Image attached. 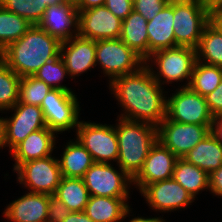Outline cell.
<instances>
[{"label": "cell", "mask_w": 222, "mask_h": 222, "mask_svg": "<svg viewBox=\"0 0 222 222\" xmlns=\"http://www.w3.org/2000/svg\"><path fill=\"white\" fill-rule=\"evenodd\" d=\"M104 5L122 21L133 11V0H105Z\"/></svg>", "instance_id": "cell-37"}, {"label": "cell", "mask_w": 222, "mask_h": 222, "mask_svg": "<svg viewBox=\"0 0 222 222\" xmlns=\"http://www.w3.org/2000/svg\"><path fill=\"white\" fill-rule=\"evenodd\" d=\"M183 159L209 175L222 165V145L210 132Z\"/></svg>", "instance_id": "cell-25"}, {"label": "cell", "mask_w": 222, "mask_h": 222, "mask_svg": "<svg viewBox=\"0 0 222 222\" xmlns=\"http://www.w3.org/2000/svg\"><path fill=\"white\" fill-rule=\"evenodd\" d=\"M212 20L202 0H174L173 30L177 46L196 49L203 30Z\"/></svg>", "instance_id": "cell-5"}, {"label": "cell", "mask_w": 222, "mask_h": 222, "mask_svg": "<svg viewBox=\"0 0 222 222\" xmlns=\"http://www.w3.org/2000/svg\"><path fill=\"white\" fill-rule=\"evenodd\" d=\"M4 148L3 145V133H2V118L0 117V149Z\"/></svg>", "instance_id": "cell-47"}, {"label": "cell", "mask_w": 222, "mask_h": 222, "mask_svg": "<svg viewBox=\"0 0 222 222\" xmlns=\"http://www.w3.org/2000/svg\"><path fill=\"white\" fill-rule=\"evenodd\" d=\"M119 146L117 165L132 179L139 173L152 146L158 140L157 127L147 122L117 119Z\"/></svg>", "instance_id": "cell-3"}, {"label": "cell", "mask_w": 222, "mask_h": 222, "mask_svg": "<svg viewBox=\"0 0 222 222\" xmlns=\"http://www.w3.org/2000/svg\"><path fill=\"white\" fill-rule=\"evenodd\" d=\"M177 160L178 157L157 140L150 149L142 169L133 178V185L141 192L151 183L172 178Z\"/></svg>", "instance_id": "cell-16"}, {"label": "cell", "mask_w": 222, "mask_h": 222, "mask_svg": "<svg viewBox=\"0 0 222 222\" xmlns=\"http://www.w3.org/2000/svg\"><path fill=\"white\" fill-rule=\"evenodd\" d=\"M36 2L39 3L40 6H44L45 8L53 4L66 3L64 0H36Z\"/></svg>", "instance_id": "cell-45"}, {"label": "cell", "mask_w": 222, "mask_h": 222, "mask_svg": "<svg viewBox=\"0 0 222 222\" xmlns=\"http://www.w3.org/2000/svg\"><path fill=\"white\" fill-rule=\"evenodd\" d=\"M0 5L4 9L23 17L32 25H38L45 10V7L40 6L36 0H0Z\"/></svg>", "instance_id": "cell-34"}, {"label": "cell", "mask_w": 222, "mask_h": 222, "mask_svg": "<svg viewBox=\"0 0 222 222\" xmlns=\"http://www.w3.org/2000/svg\"><path fill=\"white\" fill-rule=\"evenodd\" d=\"M71 213L69 208L54 194L50 195L48 222H63Z\"/></svg>", "instance_id": "cell-36"}, {"label": "cell", "mask_w": 222, "mask_h": 222, "mask_svg": "<svg viewBox=\"0 0 222 222\" xmlns=\"http://www.w3.org/2000/svg\"><path fill=\"white\" fill-rule=\"evenodd\" d=\"M174 0L147 23L149 57L159 50L176 47L173 30Z\"/></svg>", "instance_id": "cell-21"}, {"label": "cell", "mask_w": 222, "mask_h": 222, "mask_svg": "<svg viewBox=\"0 0 222 222\" xmlns=\"http://www.w3.org/2000/svg\"><path fill=\"white\" fill-rule=\"evenodd\" d=\"M212 19L222 28V13L215 14Z\"/></svg>", "instance_id": "cell-46"}, {"label": "cell", "mask_w": 222, "mask_h": 222, "mask_svg": "<svg viewBox=\"0 0 222 222\" xmlns=\"http://www.w3.org/2000/svg\"><path fill=\"white\" fill-rule=\"evenodd\" d=\"M108 84L113 92L111 94L124 109L119 118L147 122L157 127L166 117L164 87L157 83L146 64L138 71L119 76Z\"/></svg>", "instance_id": "cell-1"}, {"label": "cell", "mask_w": 222, "mask_h": 222, "mask_svg": "<svg viewBox=\"0 0 222 222\" xmlns=\"http://www.w3.org/2000/svg\"><path fill=\"white\" fill-rule=\"evenodd\" d=\"M105 0H80L76 5L78 11L88 10L94 7L104 5Z\"/></svg>", "instance_id": "cell-41"}, {"label": "cell", "mask_w": 222, "mask_h": 222, "mask_svg": "<svg viewBox=\"0 0 222 222\" xmlns=\"http://www.w3.org/2000/svg\"><path fill=\"white\" fill-rule=\"evenodd\" d=\"M14 172L19 184L32 193L53 195L62 179L58 158L52 155L24 162Z\"/></svg>", "instance_id": "cell-9"}, {"label": "cell", "mask_w": 222, "mask_h": 222, "mask_svg": "<svg viewBox=\"0 0 222 222\" xmlns=\"http://www.w3.org/2000/svg\"><path fill=\"white\" fill-rule=\"evenodd\" d=\"M49 194L27 192L4 209L11 222H48Z\"/></svg>", "instance_id": "cell-19"}, {"label": "cell", "mask_w": 222, "mask_h": 222, "mask_svg": "<svg viewBox=\"0 0 222 222\" xmlns=\"http://www.w3.org/2000/svg\"><path fill=\"white\" fill-rule=\"evenodd\" d=\"M76 139L91 154L95 163L117 162L119 146L114 125L80 121Z\"/></svg>", "instance_id": "cell-8"}, {"label": "cell", "mask_w": 222, "mask_h": 222, "mask_svg": "<svg viewBox=\"0 0 222 222\" xmlns=\"http://www.w3.org/2000/svg\"><path fill=\"white\" fill-rule=\"evenodd\" d=\"M210 113L214 118L222 116V80L218 87L205 96Z\"/></svg>", "instance_id": "cell-38"}, {"label": "cell", "mask_w": 222, "mask_h": 222, "mask_svg": "<svg viewBox=\"0 0 222 222\" xmlns=\"http://www.w3.org/2000/svg\"><path fill=\"white\" fill-rule=\"evenodd\" d=\"M100 65L109 82L138 71L145 61L120 38L96 41V66Z\"/></svg>", "instance_id": "cell-6"}, {"label": "cell", "mask_w": 222, "mask_h": 222, "mask_svg": "<svg viewBox=\"0 0 222 222\" xmlns=\"http://www.w3.org/2000/svg\"><path fill=\"white\" fill-rule=\"evenodd\" d=\"M166 116L175 122L211 127L214 117L210 113L205 97L189 86L180 87L167 97Z\"/></svg>", "instance_id": "cell-11"}, {"label": "cell", "mask_w": 222, "mask_h": 222, "mask_svg": "<svg viewBox=\"0 0 222 222\" xmlns=\"http://www.w3.org/2000/svg\"><path fill=\"white\" fill-rule=\"evenodd\" d=\"M222 197V165L209 174V192Z\"/></svg>", "instance_id": "cell-39"}, {"label": "cell", "mask_w": 222, "mask_h": 222, "mask_svg": "<svg viewBox=\"0 0 222 222\" xmlns=\"http://www.w3.org/2000/svg\"><path fill=\"white\" fill-rule=\"evenodd\" d=\"M118 170L109 163H94L82 177L90 196L130 198L133 179L119 166Z\"/></svg>", "instance_id": "cell-10"}, {"label": "cell", "mask_w": 222, "mask_h": 222, "mask_svg": "<svg viewBox=\"0 0 222 222\" xmlns=\"http://www.w3.org/2000/svg\"><path fill=\"white\" fill-rule=\"evenodd\" d=\"M210 132L222 145V120L219 117L214 118V121L210 128Z\"/></svg>", "instance_id": "cell-42"}, {"label": "cell", "mask_w": 222, "mask_h": 222, "mask_svg": "<svg viewBox=\"0 0 222 222\" xmlns=\"http://www.w3.org/2000/svg\"><path fill=\"white\" fill-rule=\"evenodd\" d=\"M66 144L61 159H58L62 177L82 178L95 162L77 139Z\"/></svg>", "instance_id": "cell-24"}, {"label": "cell", "mask_w": 222, "mask_h": 222, "mask_svg": "<svg viewBox=\"0 0 222 222\" xmlns=\"http://www.w3.org/2000/svg\"><path fill=\"white\" fill-rule=\"evenodd\" d=\"M61 42L40 28L32 25L17 41L1 51V59L19 77L33 76L47 61L60 54Z\"/></svg>", "instance_id": "cell-2"}, {"label": "cell", "mask_w": 222, "mask_h": 222, "mask_svg": "<svg viewBox=\"0 0 222 222\" xmlns=\"http://www.w3.org/2000/svg\"><path fill=\"white\" fill-rule=\"evenodd\" d=\"M14 111L12 117H2L3 145L9 152L29 134L46 128L43 111L40 106L28 105L19 101L6 111Z\"/></svg>", "instance_id": "cell-12"}, {"label": "cell", "mask_w": 222, "mask_h": 222, "mask_svg": "<svg viewBox=\"0 0 222 222\" xmlns=\"http://www.w3.org/2000/svg\"><path fill=\"white\" fill-rule=\"evenodd\" d=\"M48 127L29 134L22 142L16 145L10 153L12 154L13 171L22 163L51 156L56 148V136ZM55 147V148H54Z\"/></svg>", "instance_id": "cell-20"}, {"label": "cell", "mask_w": 222, "mask_h": 222, "mask_svg": "<svg viewBox=\"0 0 222 222\" xmlns=\"http://www.w3.org/2000/svg\"><path fill=\"white\" fill-rule=\"evenodd\" d=\"M140 193L152 210L163 213L185 209L195 200L173 178L151 183Z\"/></svg>", "instance_id": "cell-15"}, {"label": "cell", "mask_w": 222, "mask_h": 222, "mask_svg": "<svg viewBox=\"0 0 222 222\" xmlns=\"http://www.w3.org/2000/svg\"><path fill=\"white\" fill-rule=\"evenodd\" d=\"M78 12V36L94 41L120 38L122 20L105 5Z\"/></svg>", "instance_id": "cell-14"}, {"label": "cell", "mask_w": 222, "mask_h": 222, "mask_svg": "<svg viewBox=\"0 0 222 222\" xmlns=\"http://www.w3.org/2000/svg\"><path fill=\"white\" fill-rule=\"evenodd\" d=\"M52 88L34 76L21 77L19 83V102L41 106L43 99Z\"/></svg>", "instance_id": "cell-33"}, {"label": "cell", "mask_w": 222, "mask_h": 222, "mask_svg": "<svg viewBox=\"0 0 222 222\" xmlns=\"http://www.w3.org/2000/svg\"><path fill=\"white\" fill-rule=\"evenodd\" d=\"M147 19L134 10L122 21L120 39L144 61L149 58Z\"/></svg>", "instance_id": "cell-23"}, {"label": "cell", "mask_w": 222, "mask_h": 222, "mask_svg": "<svg viewBox=\"0 0 222 222\" xmlns=\"http://www.w3.org/2000/svg\"><path fill=\"white\" fill-rule=\"evenodd\" d=\"M196 56L201 63L222 67V28L213 19L203 30Z\"/></svg>", "instance_id": "cell-26"}, {"label": "cell", "mask_w": 222, "mask_h": 222, "mask_svg": "<svg viewBox=\"0 0 222 222\" xmlns=\"http://www.w3.org/2000/svg\"><path fill=\"white\" fill-rule=\"evenodd\" d=\"M66 3H71L73 5H77L79 3L80 0H64Z\"/></svg>", "instance_id": "cell-48"}, {"label": "cell", "mask_w": 222, "mask_h": 222, "mask_svg": "<svg viewBox=\"0 0 222 222\" xmlns=\"http://www.w3.org/2000/svg\"><path fill=\"white\" fill-rule=\"evenodd\" d=\"M60 56L68 76L78 77L96 66V41L78 35L72 37L61 42Z\"/></svg>", "instance_id": "cell-18"}, {"label": "cell", "mask_w": 222, "mask_h": 222, "mask_svg": "<svg viewBox=\"0 0 222 222\" xmlns=\"http://www.w3.org/2000/svg\"><path fill=\"white\" fill-rule=\"evenodd\" d=\"M128 198L90 196L85 214L94 222H121L130 216Z\"/></svg>", "instance_id": "cell-22"}, {"label": "cell", "mask_w": 222, "mask_h": 222, "mask_svg": "<svg viewBox=\"0 0 222 222\" xmlns=\"http://www.w3.org/2000/svg\"><path fill=\"white\" fill-rule=\"evenodd\" d=\"M78 14L71 3L49 5L38 26L60 42L67 41L78 35Z\"/></svg>", "instance_id": "cell-17"}, {"label": "cell", "mask_w": 222, "mask_h": 222, "mask_svg": "<svg viewBox=\"0 0 222 222\" xmlns=\"http://www.w3.org/2000/svg\"><path fill=\"white\" fill-rule=\"evenodd\" d=\"M67 69L60 54L50 61L43 64L37 72L34 73V77L38 80L44 81L53 89H61L64 91H71L66 85H61L64 78H67Z\"/></svg>", "instance_id": "cell-32"}, {"label": "cell", "mask_w": 222, "mask_h": 222, "mask_svg": "<svg viewBox=\"0 0 222 222\" xmlns=\"http://www.w3.org/2000/svg\"><path fill=\"white\" fill-rule=\"evenodd\" d=\"M222 80V67L196 61L189 87L205 97L213 92Z\"/></svg>", "instance_id": "cell-29"}, {"label": "cell", "mask_w": 222, "mask_h": 222, "mask_svg": "<svg viewBox=\"0 0 222 222\" xmlns=\"http://www.w3.org/2000/svg\"><path fill=\"white\" fill-rule=\"evenodd\" d=\"M19 77L0 59V111L12 108L19 101Z\"/></svg>", "instance_id": "cell-31"}, {"label": "cell", "mask_w": 222, "mask_h": 222, "mask_svg": "<svg viewBox=\"0 0 222 222\" xmlns=\"http://www.w3.org/2000/svg\"><path fill=\"white\" fill-rule=\"evenodd\" d=\"M63 222H94L84 211L71 212Z\"/></svg>", "instance_id": "cell-43"}, {"label": "cell", "mask_w": 222, "mask_h": 222, "mask_svg": "<svg viewBox=\"0 0 222 222\" xmlns=\"http://www.w3.org/2000/svg\"><path fill=\"white\" fill-rule=\"evenodd\" d=\"M210 128L206 125L175 122L166 116L157 126L158 141L178 158H183L210 133Z\"/></svg>", "instance_id": "cell-13"}, {"label": "cell", "mask_w": 222, "mask_h": 222, "mask_svg": "<svg viewBox=\"0 0 222 222\" xmlns=\"http://www.w3.org/2000/svg\"><path fill=\"white\" fill-rule=\"evenodd\" d=\"M71 212L85 210L90 194L82 178L62 177L54 194Z\"/></svg>", "instance_id": "cell-28"}, {"label": "cell", "mask_w": 222, "mask_h": 222, "mask_svg": "<svg viewBox=\"0 0 222 222\" xmlns=\"http://www.w3.org/2000/svg\"><path fill=\"white\" fill-rule=\"evenodd\" d=\"M31 26L26 19L0 5V52L22 37Z\"/></svg>", "instance_id": "cell-30"}, {"label": "cell", "mask_w": 222, "mask_h": 222, "mask_svg": "<svg viewBox=\"0 0 222 222\" xmlns=\"http://www.w3.org/2000/svg\"><path fill=\"white\" fill-rule=\"evenodd\" d=\"M170 1L168 0H133V10L151 21Z\"/></svg>", "instance_id": "cell-35"}, {"label": "cell", "mask_w": 222, "mask_h": 222, "mask_svg": "<svg viewBox=\"0 0 222 222\" xmlns=\"http://www.w3.org/2000/svg\"><path fill=\"white\" fill-rule=\"evenodd\" d=\"M46 127L61 134L78 127L80 105L74 91L51 89L41 103Z\"/></svg>", "instance_id": "cell-7"}, {"label": "cell", "mask_w": 222, "mask_h": 222, "mask_svg": "<svg viewBox=\"0 0 222 222\" xmlns=\"http://www.w3.org/2000/svg\"><path fill=\"white\" fill-rule=\"evenodd\" d=\"M196 61V49L176 46L156 51L150 55L145 64L151 69L154 79L160 86L166 83L172 84L175 81L183 82L187 79L186 85L181 87H188ZM153 64L158 69L157 71L153 70Z\"/></svg>", "instance_id": "cell-4"}, {"label": "cell", "mask_w": 222, "mask_h": 222, "mask_svg": "<svg viewBox=\"0 0 222 222\" xmlns=\"http://www.w3.org/2000/svg\"><path fill=\"white\" fill-rule=\"evenodd\" d=\"M129 222H165V219H163V217H151V218H147V217H134L132 218Z\"/></svg>", "instance_id": "cell-44"}, {"label": "cell", "mask_w": 222, "mask_h": 222, "mask_svg": "<svg viewBox=\"0 0 222 222\" xmlns=\"http://www.w3.org/2000/svg\"><path fill=\"white\" fill-rule=\"evenodd\" d=\"M202 2L212 16L222 13V0H202Z\"/></svg>", "instance_id": "cell-40"}, {"label": "cell", "mask_w": 222, "mask_h": 222, "mask_svg": "<svg viewBox=\"0 0 222 222\" xmlns=\"http://www.w3.org/2000/svg\"><path fill=\"white\" fill-rule=\"evenodd\" d=\"M172 178L194 199L200 191L209 190V175L183 158H178Z\"/></svg>", "instance_id": "cell-27"}]
</instances>
